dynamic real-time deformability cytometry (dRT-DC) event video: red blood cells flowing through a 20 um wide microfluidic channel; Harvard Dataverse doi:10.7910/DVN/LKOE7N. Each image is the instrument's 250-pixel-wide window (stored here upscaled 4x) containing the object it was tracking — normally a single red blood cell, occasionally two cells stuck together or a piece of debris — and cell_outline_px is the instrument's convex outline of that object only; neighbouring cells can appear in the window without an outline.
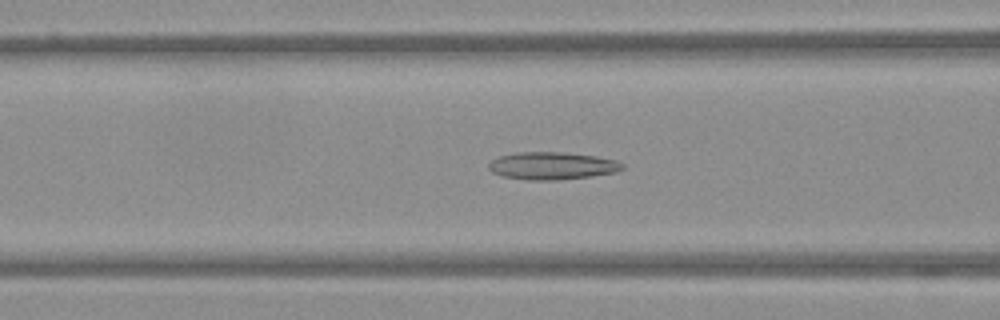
{"species": "Egyptian fruit bat (a non-hibernating species)", "species_latin": "Rousettus aegyptiacus", "temperature_condition": "warm", "stored_images_in_passage": 53, "camera_frame_rate_fps": 3000, "um_per_image_px": 0.085, "frame": {"image": 1, "passage_image": 21, "time_ms": 6.667, "image_size_px": [1000, 320], "cell_outline_px": [[624, 168], [616, 172], [592, 176], [556, 180], [528, 180], [500, 176], [492, 172], [488, 168], [488, 164], [492, 160], [500, 156], [516, 152], [560, 152], [596, 156], [616, 160], [624, 164]], "centroid_in_image_um": [46.92, 14.09], "position_along_channel_um": 119.7, "area_um2": 21.5}}
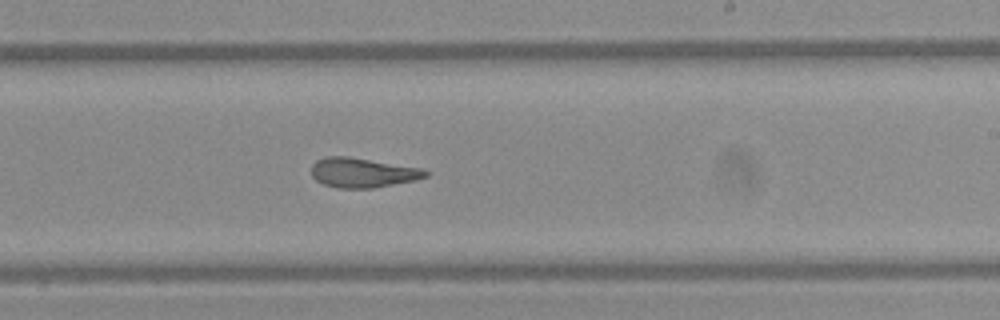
{"frame": {"image": 2, "passage_image": 32, "time_ms": 10.333, "image_size_px": [1000, 320], "cell_outline_px": [[428, 176], [416, 180], [372, 188], [336, 188], [324, 184], [316, 180], [312, 176], [312, 164], [316, 160], [328, 156], [348, 156], [420, 168], [428, 172]], "centroid_in_image_um": [30.8, 14.68], "position_along_channel_um": 258.2, "area_um2": 19.59}}
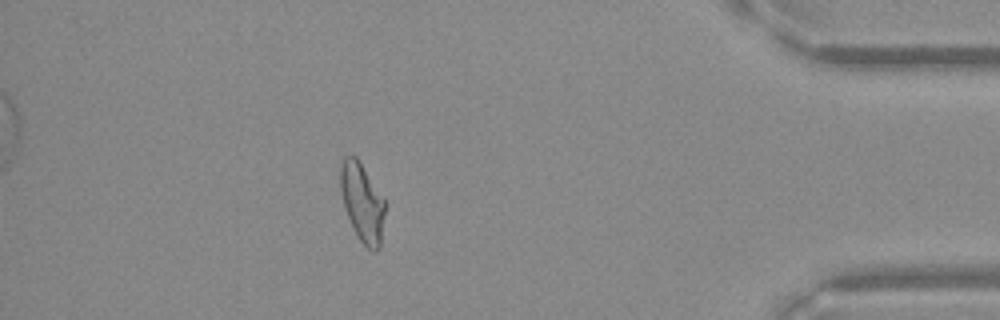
{"frame": {"image": 3, "passage_image": 47, "time_ms": 15.333, "image_size_px": [1000, 320], "cell_outline_px": [[384, 216], [380, 248], [376, 252], [372, 252], [360, 240], [352, 228], [344, 208], [340, 188], [340, 164], [344, 156], [356, 156], [384, 196]], "centroid_in_image_um": [30.79, 17.2], "position_along_channel_um": 404.4, "area_um2": 20.63}}